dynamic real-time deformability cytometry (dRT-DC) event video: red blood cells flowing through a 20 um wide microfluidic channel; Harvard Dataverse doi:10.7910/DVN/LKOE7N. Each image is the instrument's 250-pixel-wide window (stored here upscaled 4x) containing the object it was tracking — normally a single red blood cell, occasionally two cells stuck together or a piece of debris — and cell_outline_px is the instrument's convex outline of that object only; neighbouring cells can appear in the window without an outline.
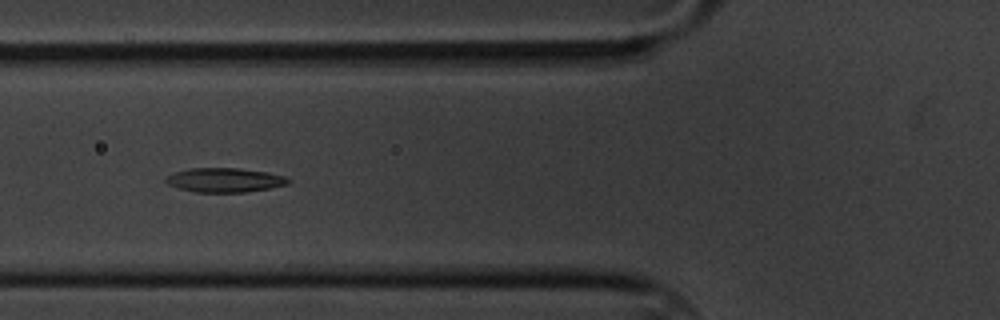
{"species": "common noctule bat (a hibernating species)", "species_latin": "Nyctalus noctula", "temperature_condition": "cold", "stored_images_in_passage": 33, "camera_frame_rate_fps": 3000, "um_per_image_px": 0.085, "animal": {"sex": "male", "body_mass_g": 20.1, "forearm_length_mm": 53.5}, "frame": {"image": 1, "passage_image": 6, "time_ms": 1.667, "image_size_px": [1000, 320], "cell_outline_px": [[288, 184], [268, 188], [244, 192], [196, 192], [180, 188], [168, 184], [164, 180], [168, 176], [176, 172], [192, 168], [240, 168], [264, 172], [284, 176], [288, 180]], "centroid_in_image_um": [19.07, 15.3], "position_along_channel_um": 106.7, "area_um2": 16.88}}
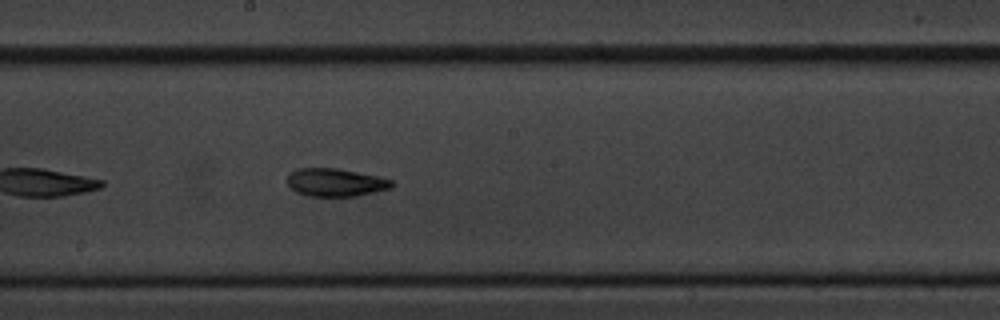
{"frame": {"image": 2, "passage_image": 16, "time_ms": 5.0, "image_size_px": [1000, 320], "cell_outline_px": [[396, 184], [392, 188], [356, 196], [308, 196], [296, 192], [288, 184], [288, 176], [296, 168], [336, 168], [376, 176], [392, 180]], "centroid_in_image_um": [28.54, 15.51], "position_along_channel_um": 219.7, "area_um2": 16.94}}
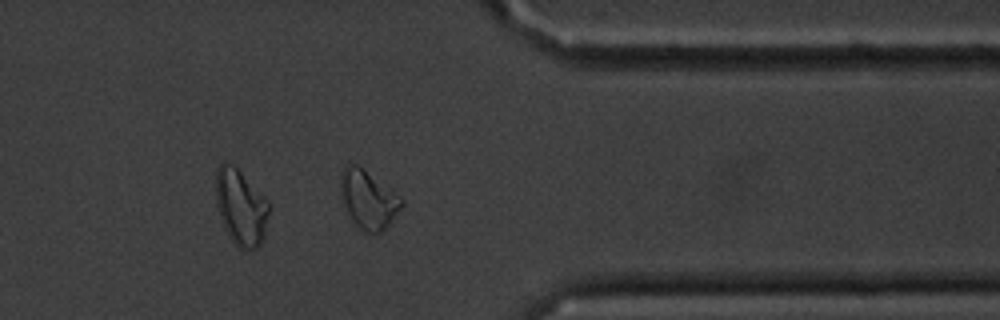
{"frame": {"image": 3, "passage_image": 31, "time_ms": 10.0, "image_size_px": [1000, 320], "cell_outline_px": [[404, 204], [388, 224], [380, 232], [368, 232], [360, 228], [352, 220], [344, 204], [340, 184], [340, 176], [344, 164], [356, 164], [400, 196], [404, 200]], "centroid_in_image_um": [31.29, 16.93], "position_along_channel_um": 380.1, "area_um2": 20.06}, "authors_computed_cell_mechanics": {"area_um2": 16.9354, "velocity_mm_per_s": 3.3809, "shape_relaxation_time_tau1_ms": 7.9964, "shape_relaxation_time_tau2_ms": 6.2642, "deformation_change_tau1": 0.1774, "deformation_change_tau2": 0.1526}}